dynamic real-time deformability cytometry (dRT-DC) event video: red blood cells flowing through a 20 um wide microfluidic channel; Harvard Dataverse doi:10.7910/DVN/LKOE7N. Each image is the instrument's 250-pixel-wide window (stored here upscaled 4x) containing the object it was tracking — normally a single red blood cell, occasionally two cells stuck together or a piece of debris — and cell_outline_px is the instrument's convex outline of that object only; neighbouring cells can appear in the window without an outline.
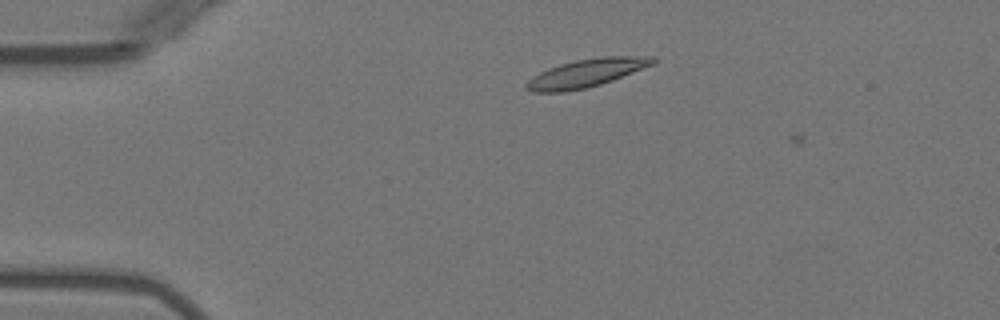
{"species": "Egyptian fruit bat (a non-hibernating species)", "species_latin": "Rousettus aegyptiacus", "temperature_condition": "warm", "stored_images_in_passage": 8, "camera_frame_rate_fps": 3000, "um_per_image_px": 0.085, "animal": {"sex": "female"}, "frame": {"image": 1, "passage_image": 7, "time_ms": 2.0, "image_size_px": [1000, 320], "cell_outline_px": [[656, 64], [612, 80], [600, 84], [584, 88], [564, 92], [532, 92], [524, 88], [524, 84], [532, 76], [548, 68], [560, 64], [576, 60], [604, 56], [656, 56]], "centroid_in_image_um": [49.85, 6.2], "position_along_channel_um": 35.2, "area_um2": 20.81}}